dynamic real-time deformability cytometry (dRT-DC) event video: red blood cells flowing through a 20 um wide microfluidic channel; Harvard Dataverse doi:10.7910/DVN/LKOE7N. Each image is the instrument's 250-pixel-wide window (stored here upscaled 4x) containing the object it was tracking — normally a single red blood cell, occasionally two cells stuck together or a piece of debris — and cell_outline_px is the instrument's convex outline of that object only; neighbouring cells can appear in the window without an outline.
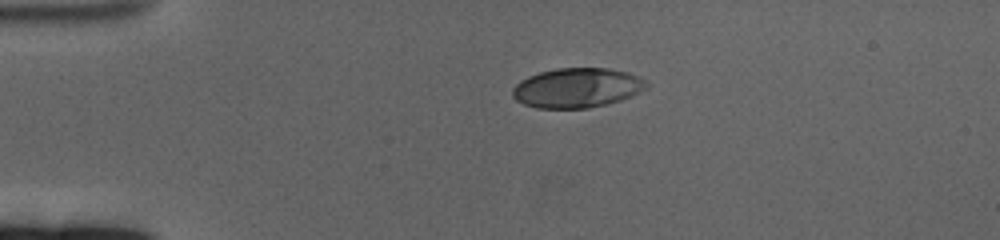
{"species": "human", "species_latin": "Homo sapiens", "temperature_condition": "cold", "stored_images_in_passage": 49, "camera_frame_rate_fps": 3000, "um_per_image_px": 0.085, "donor": {"sex": "female"}, "frame": {"image": 1, "passage_image": 1, "time_ms": 0.0, "image_size_px": [1000, 240], "cell_outline_px": [[648, 88], [632, 96], [608, 104], [588, 108], [536, 108], [524, 104], [516, 100], [512, 96], [512, 88], [520, 80], [528, 76], [540, 72], [556, 68], [608, 68], [628, 72], [640, 76], [648, 80]], "centroid_in_image_um": [49.08, 7.46], "position_along_channel_um": 35.9, "area_um2": 31.33}}
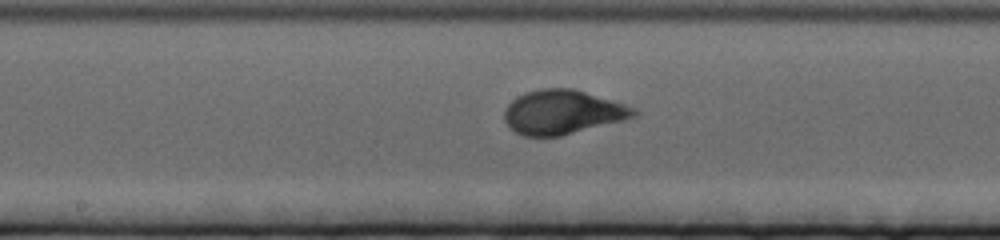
{"frame": {"image": 2, "passage_image": 20, "time_ms": 6.333, "image_size_px": [1000, 240], "cell_outline_px": [[640, 112], [636, 116], [624, 120], [560, 136], [524, 136], [516, 132], [504, 120], [504, 108], [516, 96], [524, 92], [540, 88], [572, 88], [624, 104], [636, 108]], "centroid_in_image_um": [47.81, 9.52], "position_along_channel_um": 200.4, "area_um2": 33.29}}
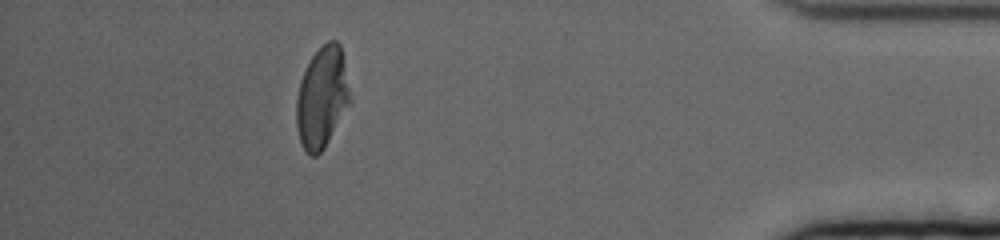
{"frame": {"image": 3, "passage_image": 43, "time_ms": 14.0, "image_size_px": [1000, 240], "cell_outline_px": [[352, 104], [324, 148], [316, 156], [308, 156], [300, 144], [296, 128], [296, 100], [300, 80], [312, 56], [328, 40], [336, 40], [340, 44], [352, 100]], "centroid_in_image_um": [27.38, 8.34], "position_along_channel_um": 407.8, "area_um2": 32.08}, "authors_computed_cell_mechanics": {"area_um2": 32.3102, "velocity_mm_per_s": 3.2979, "shape_relaxation_time_tau1_ms": 4.4539, "shape_relaxation_time_tau2_ms": null, "deformation_change_tau1": 0.214, "deformation_change_tau2": null}}